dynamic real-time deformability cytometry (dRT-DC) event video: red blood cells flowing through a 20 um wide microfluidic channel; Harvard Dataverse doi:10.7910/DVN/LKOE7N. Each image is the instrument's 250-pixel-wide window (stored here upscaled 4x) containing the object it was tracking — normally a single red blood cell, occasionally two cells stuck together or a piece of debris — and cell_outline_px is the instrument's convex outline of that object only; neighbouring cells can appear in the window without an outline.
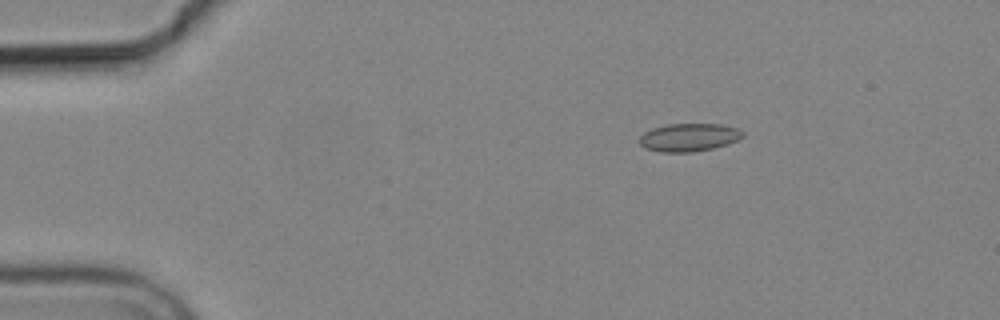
{"species": "common noctule bat (a hibernating species)", "species_latin": "Nyctalus noctula", "temperature_condition": "cold", "stored_images_in_passage": 4, "camera_frame_rate_fps": 3000, "um_per_image_px": 0.085, "animal": {"sex": "male", "body_mass_g": 19.2, "forearm_length_mm": 51.8}, "frame": {"image": 1, "passage_image": 2, "time_ms": 1.333, "image_size_px": [1000, 320], "cell_outline_px": [[744, 136], [728, 144], [712, 148], [692, 152], [660, 152], [644, 148], [640, 144], [640, 136], [644, 132], [652, 128], [668, 124], [720, 124], [736, 128], [744, 132]], "centroid_in_image_um": [58.54, 11.68], "position_along_channel_um": 26.5, "area_um2": 16.82}}